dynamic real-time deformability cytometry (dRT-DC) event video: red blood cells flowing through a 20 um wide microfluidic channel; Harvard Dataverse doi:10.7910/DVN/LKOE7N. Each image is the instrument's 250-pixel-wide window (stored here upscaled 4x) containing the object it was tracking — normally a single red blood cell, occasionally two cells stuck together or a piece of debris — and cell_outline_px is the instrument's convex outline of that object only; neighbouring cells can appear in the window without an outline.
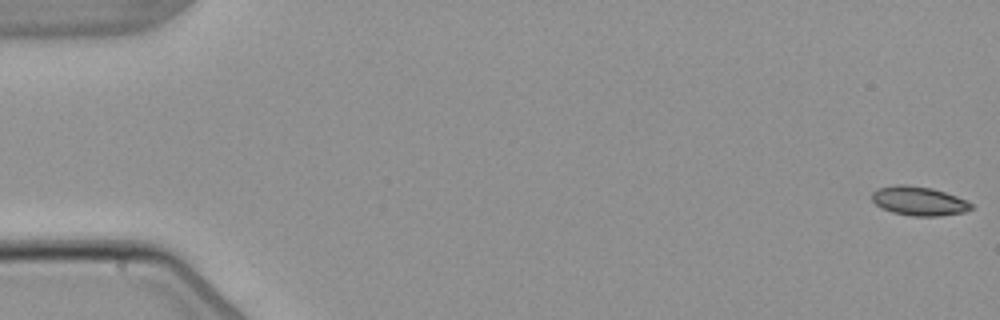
{"species": "common noctule bat (a hibernating species)", "species_latin": "Nyctalus noctula", "temperature_condition": "warm", "stored_images_in_passage": 5, "camera_frame_rate_fps": 3000, "um_per_image_px": 0.085, "animal": {"sex": "male", "body_mass_g": 21.5, "forearm_length_mm": 52.0}, "frame": {"image": 1, "passage_image": 1, "time_ms": 0.0, "image_size_px": [1000, 320], "cell_outline_px": [[972, 208], [964, 212], [940, 216], [912, 216], [892, 212], [880, 208], [872, 200], [872, 192], [880, 188], [896, 184], [908, 184], [932, 188], [956, 196], [972, 204]], "centroid_in_image_um": [78.07, 17.08], "position_along_channel_um": 6.9, "area_um2": 16.76}}
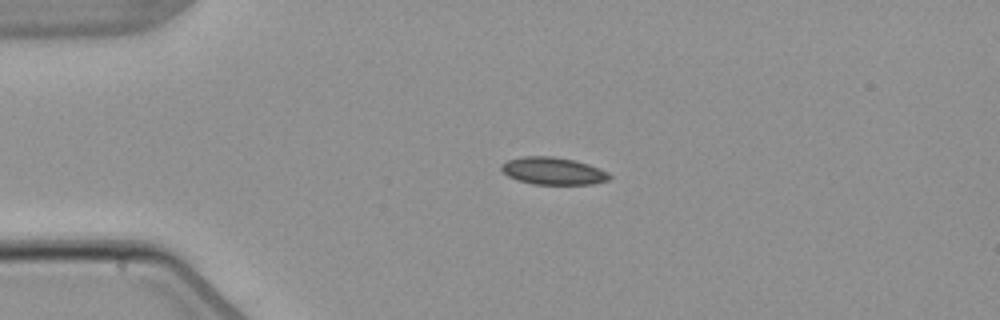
{"frame": {"image": 2, "passage_image": 4, "time_ms": 4.0, "image_size_px": [1000, 320], "cell_outline_px": [[612, 176], [608, 180], [592, 184], [532, 184], [516, 180], [508, 176], [500, 168], [500, 164], [508, 160], [520, 156], [556, 156], [576, 160], [600, 168], [608, 172]], "centroid_in_image_um": [47.0, 14.52], "position_along_channel_um": 38.0, "area_um2": 17.46}}